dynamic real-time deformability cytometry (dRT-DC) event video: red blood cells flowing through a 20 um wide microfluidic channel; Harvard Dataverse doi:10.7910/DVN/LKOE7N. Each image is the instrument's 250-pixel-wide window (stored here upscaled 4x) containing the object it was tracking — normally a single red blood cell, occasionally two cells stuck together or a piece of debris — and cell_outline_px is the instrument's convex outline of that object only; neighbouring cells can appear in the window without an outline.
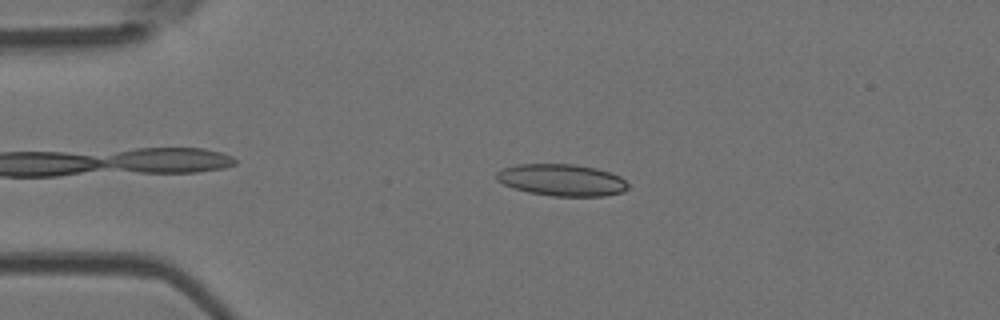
{"species": "Egyptian fruit bat (a non-hibernating species)", "species_latin": "Rousettus aegyptiacus", "temperature_condition": "room temperature", "stored_images_in_passage": 35, "camera_frame_rate_fps": 3000, "um_per_image_px": 0.085, "animal": {"sex": "female"}, "frame": {"image": 1, "passage_image": 9, "time_ms": 2.667, "image_size_px": [1000, 320], "cell_outline_px": [[628, 188], [620, 192], [604, 196], [552, 196], [528, 192], [512, 188], [496, 180], [496, 172], [504, 168], [516, 164], [576, 164], [596, 168], [620, 176], [628, 184]], "centroid_in_image_um": [47.72, 15.3], "position_along_channel_um": 37.3, "area_um2": 24.39}}
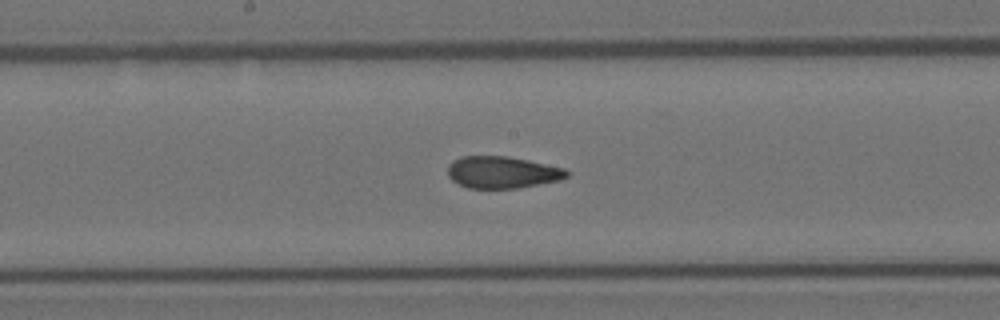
{"frame": {"image": 2, "passage_image": 24, "time_ms": 7.667, "image_size_px": [1000, 320], "cell_outline_px": [[568, 176], [560, 180], [520, 188], [468, 188], [452, 180], [448, 176], [448, 164], [452, 160], [460, 156], [508, 156], [528, 160], [564, 168], [568, 172]], "centroid_in_image_um": [42.67, 14.64], "position_along_channel_um": 205.5, "area_um2": 22.2}}
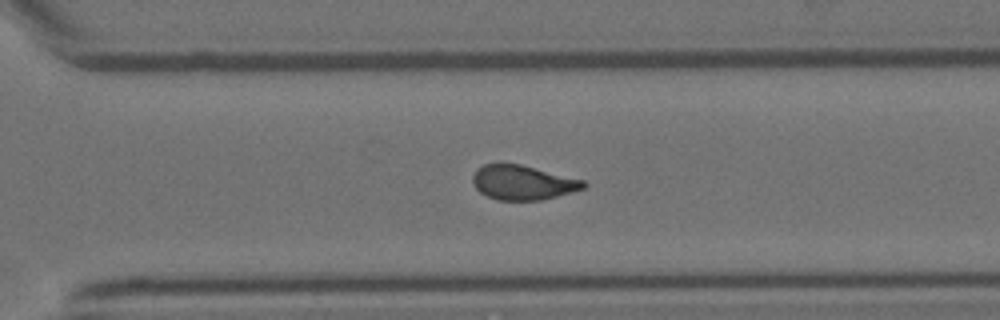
{"frame": {"image": 3, "passage_image": 33, "time_ms": 10.667, "image_size_px": [1000, 320], "cell_outline_px": [[588, 184], [584, 188], [572, 192], [540, 200], [496, 200], [480, 192], [472, 184], [472, 176], [476, 168], [484, 164], [520, 164], [584, 180]], "centroid_in_image_um": [44.41, 15.51], "position_along_channel_um": 326.2, "area_um2": 22.25}}